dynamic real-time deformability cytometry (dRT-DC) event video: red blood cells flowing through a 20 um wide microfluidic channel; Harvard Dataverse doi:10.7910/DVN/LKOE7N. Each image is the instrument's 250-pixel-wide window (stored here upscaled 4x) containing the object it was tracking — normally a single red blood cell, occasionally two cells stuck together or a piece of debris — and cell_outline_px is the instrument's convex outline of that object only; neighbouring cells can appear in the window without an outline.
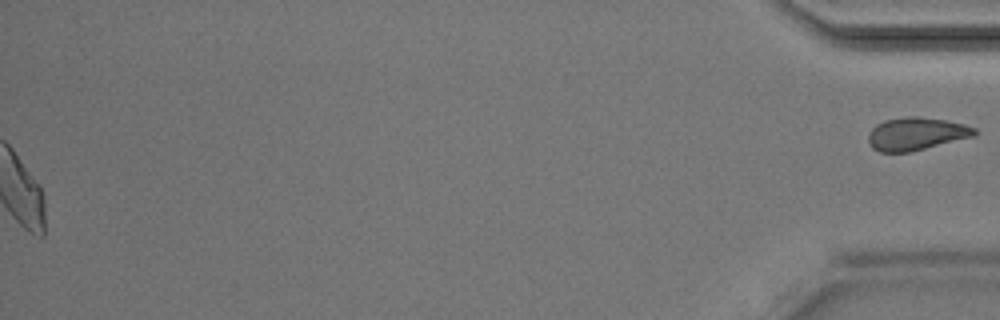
{"species": "Egyptian fruit bat (a non-hibernating species)", "species_latin": "Rousettus aegyptiacus", "temperature_condition": "room temperature", "stored_images_in_passage": 45, "segment_of_instrument_passage": [2, 2], "camera_frame_rate_fps": 3000, "um_per_image_px": 0.085, "animal": {"sex": "male"}, "frame": {"image": 1, "passage_image": 45, "time_ms": 14.667, "image_size_px": [1000, 320], "cell_outline_px": [[980, 132], [976, 136], [908, 152], [880, 152], [872, 148], [868, 144], [868, 132], [876, 124], [884, 120], [908, 116], [916, 116], [944, 120], [964, 124], [976, 128]], "centroid_in_image_um": [77.88, 11.37], "position_along_channel_um": 357.3, "area_um2": 20.46}}